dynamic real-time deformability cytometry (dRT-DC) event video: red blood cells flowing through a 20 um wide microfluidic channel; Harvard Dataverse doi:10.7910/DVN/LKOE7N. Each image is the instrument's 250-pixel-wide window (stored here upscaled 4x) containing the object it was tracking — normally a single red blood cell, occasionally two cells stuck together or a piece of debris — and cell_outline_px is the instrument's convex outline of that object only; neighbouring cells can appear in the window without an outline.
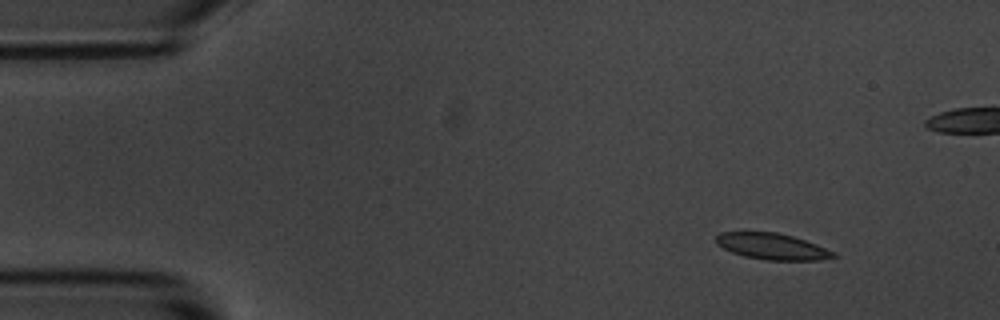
{"species": "common noctule bat (a hibernating species)", "species_latin": "Nyctalus noctula", "temperature_condition": "room temperature", "stored_images_in_passage": 4, "camera_frame_rate_fps": 3000, "um_per_image_px": 0.085, "animal": {"sex": "male", "body_mass_g": 20.1, "forearm_length_mm": 53.5}, "frame": {"image": 1, "passage_image": 1, "time_ms": 0.0, "image_size_px": [1000, 320], "cell_outline_px": [[836, 256], [820, 260], [764, 260], [744, 256], [732, 252], [716, 244], [716, 236], [720, 232], [776, 232], [792, 236], [816, 244], [836, 252]], "centroid_in_image_um": [65.63, 20.95], "position_along_channel_um": 19.4, "area_um2": 17.86}}